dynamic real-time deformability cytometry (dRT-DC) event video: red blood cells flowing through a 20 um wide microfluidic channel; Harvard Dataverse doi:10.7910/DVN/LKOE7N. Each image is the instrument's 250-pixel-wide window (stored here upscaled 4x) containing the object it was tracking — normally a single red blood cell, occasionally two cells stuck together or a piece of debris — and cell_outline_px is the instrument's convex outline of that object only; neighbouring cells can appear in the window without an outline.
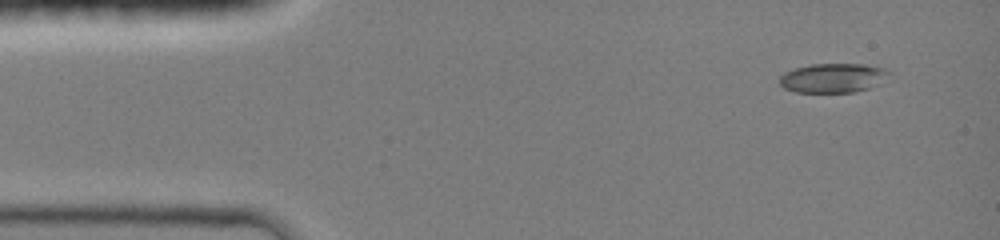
{"species": "common noctule bat (a hibernating species)", "species_latin": "Nyctalus noctula", "temperature_condition": "room temperature", "stored_images_in_passage": 19, "camera_frame_rate_fps": 3000, "um_per_image_px": 0.085, "animal": {"sex": "female", "body_mass_g": 19.0, "forearm_length_mm": 51.5}, "frame": {"image": 1, "passage_image": 1, "time_ms": 0.0, "image_size_px": [1000, 240], "cell_outline_px": [[892, 72], [868, 88], [856, 92], [796, 92], [784, 88], [780, 84], [780, 76], [784, 72], [796, 68], [812, 64], [860, 64], [884, 68]], "centroid_in_image_um": [70.74, 6.62], "position_along_channel_um": 14.3, "area_um2": 18.32}}
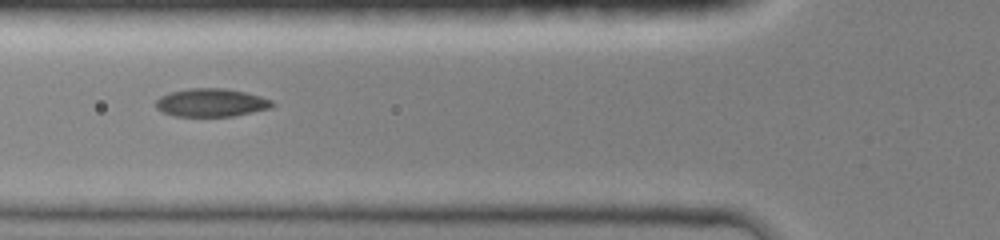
{"frame": {"image": 2, "passage_image": 14, "time_ms": 4.333, "image_size_px": [1000, 240], "cell_outline_px": [[276, 104], [272, 108], [232, 116], [176, 116], [164, 112], [156, 108], [156, 100], [160, 96], [172, 92], [188, 88], [224, 88], [244, 92], [260, 96], [272, 100]], "centroid_in_image_um": [17.98, 8.72], "position_along_channel_um": 107.8, "area_um2": 19.02}}
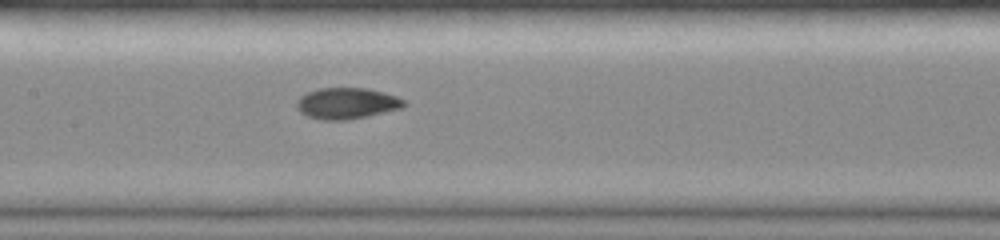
{"frame": {"image": 3, "passage_image": 19, "time_ms": 6.0, "image_size_px": [1000, 240], "cell_outline_px": [[408, 104], [400, 108], [368, 116], [348, 120], [324, 120], [308, 116], [300, 112], [296, 108], [296, 100], [300, 96], [308, 92], [320, 88], [368, 88], [384, 92], [396, 96], [404, 100]], "centroid_in_image_um": [29.47, 8.78], "position_along_channel_um": 177.9, "area_um2": 19.54}}